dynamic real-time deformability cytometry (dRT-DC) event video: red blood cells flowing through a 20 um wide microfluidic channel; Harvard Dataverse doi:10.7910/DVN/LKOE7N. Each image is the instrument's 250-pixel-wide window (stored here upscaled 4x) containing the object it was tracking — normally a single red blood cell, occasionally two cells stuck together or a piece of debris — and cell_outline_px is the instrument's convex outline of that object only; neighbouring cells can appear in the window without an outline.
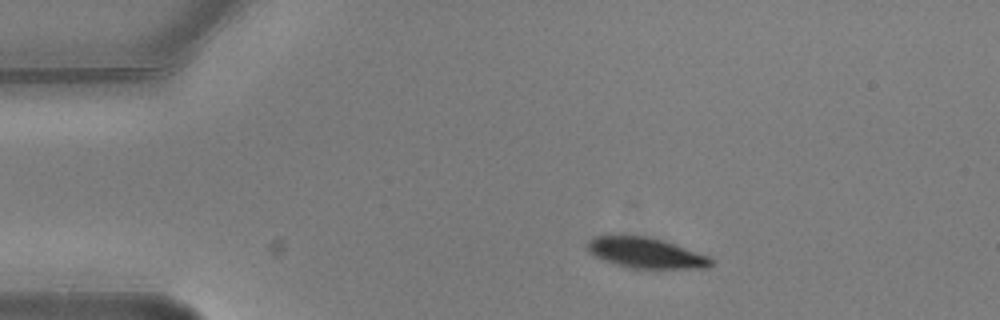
{"species": "common noctule bat (a hibernating species)", "species_latin": "Nyctalus noctula", "temperature_condition": "warm", "stored_images_in_passage": 8, "camera_frame_rate_fps": 3000, "um_per_image_px": 0.085, "animal": {"sex": "male", "body_mass_g": 20.5, "forearm_length_mm": 52.5}, "frame": {"image": 1, "passage_image": 2, "time_ms": 0.333, "image_size_px": [1000, 320], "cell_outline_px": [[712, 264], [708, 268], [632, 268], [616, 264], [604, 260], [588, 252], [588, 240], [596, 236], [644, 236], [660, 240], [708, 256], [712, 260]], "centroid_in_image_um": [54.87, 21.51], "position_along_channel_um": 30.1, "area_um2": 21.33}}
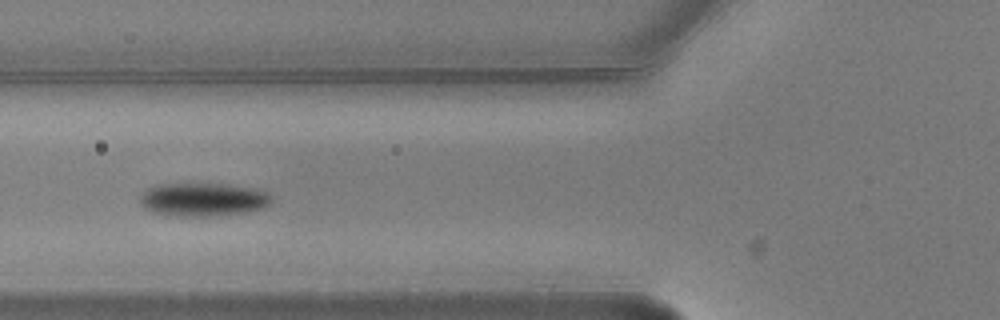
{"frame": {"image": 2, "passage_image": 5, "time_ms": 1.333, "image_size_px": [1000, 320], "cell_outline_px": [[272, 204], [260, 208], [244, 212], [224, 216], [172, 216], [152, 212], [144, 208], [140, 204], [140, 196], [148, 188], [156, 184], [220, 184], [252, 188], [268, 192], [272, 196]], "centroid_in_image_um": [17.25, 16.97], "position_along_channel_um": 108.6, "area_um2": 25.72}}
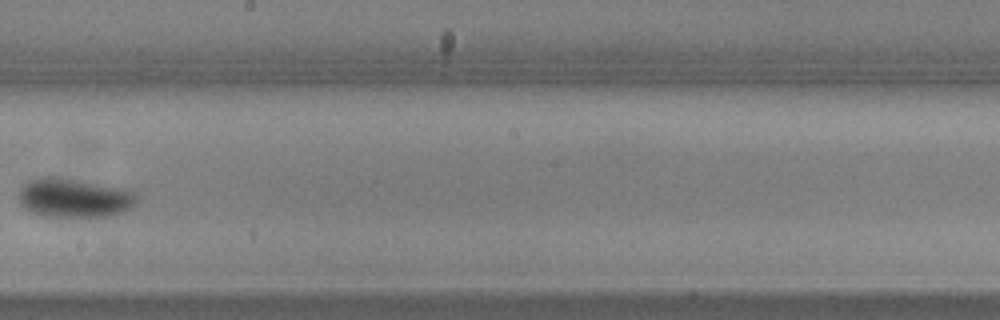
{"frame": {"image": 3, "passage_image": 8, "time_ms": 2.333, "image_size_px": [1000, 320], "cell_outline_px": [[136, 200], [132, 208], [124, 212], [112, 216], [44, 216], [32, 212], [24, 208], [20, 204], [16, 196], [20, 188], [24, 184], [40, 176], [56, 176], [80, 180], [136, 192]], "centroid_in_image_um": [6.25, 16.82], "position_along_channel_um": 241.9, "area_um2": 26.93}}